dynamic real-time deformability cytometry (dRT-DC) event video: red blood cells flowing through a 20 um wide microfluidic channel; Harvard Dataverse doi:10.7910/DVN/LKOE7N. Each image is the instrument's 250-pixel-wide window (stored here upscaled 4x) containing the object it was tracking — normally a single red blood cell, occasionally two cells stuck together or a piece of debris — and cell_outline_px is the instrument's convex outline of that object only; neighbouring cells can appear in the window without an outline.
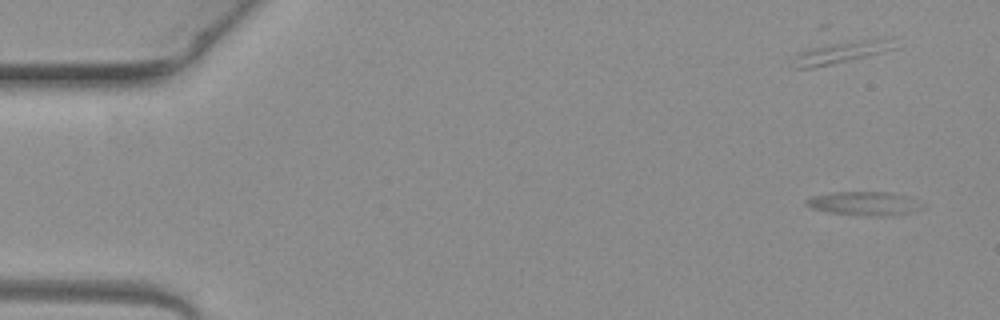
{"species": "common noctule bat (a hibernating species)", "species_latin": "Nyctalus noctula", "temperature_condition": "warm", "stored_images_in_passage": 5, "camera_frame_rate_fps": 3000, "um_per_image_px": 0.085, "animal": {"sex": "female", "body_mass_g": 19.3, "forearm_length_mm": 54.1}, "frame": {"image": 1, "passage_image": 1, "time_ms": 0.0, "image_size_px": [1000, 320], "cell_outline_px": [[924, 208], [912, 212], [888, 216], [864, 216], [828, 212], [812, 208], [804, 204], [804, 200], [812, 196], [832, 192], [892, 192], [904, 196], [924, 204]], "centroid_in_image_um": [73.44, 17.3], "position_along_channel_um": 11.6, "area_um2": 16.18}}
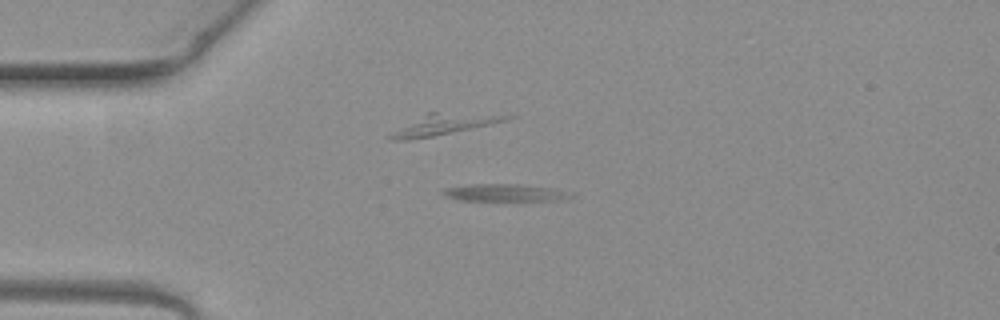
{"frame": {"image": 2, "passage_image": 4, "time_ms": 1.0, "image_size_px": [1000, 320], "cell_outline_px": [[576, 196], [560, 200], [460, 200], [444, 196], [440, 192], [444, 188], [468, 184], [520, 184], [556, 188], [576, 192]], "centroid_in_image_um": [43.0, 16.36], "position_along_channel_um": 42.0, "area_um2": 13.18}}